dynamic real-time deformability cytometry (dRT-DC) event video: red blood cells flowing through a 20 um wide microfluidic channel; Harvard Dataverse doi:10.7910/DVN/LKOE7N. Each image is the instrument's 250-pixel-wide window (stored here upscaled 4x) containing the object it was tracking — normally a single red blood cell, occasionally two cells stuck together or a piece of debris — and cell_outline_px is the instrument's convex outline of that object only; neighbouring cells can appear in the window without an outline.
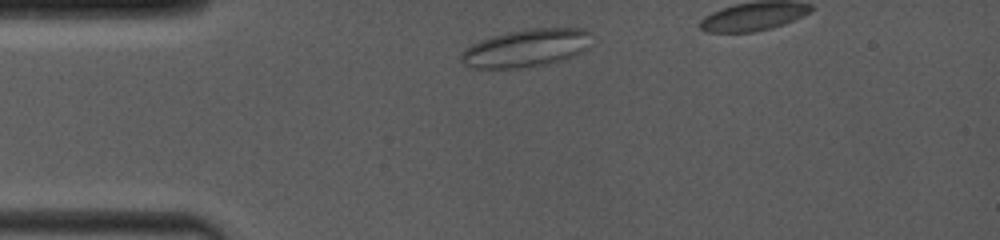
{"species": "common noctule bat (a hibernating species)", "species_latin": "Nyctalus noctula", "temperature_condition": "room temperature", "stored_images_in_passage": 3, "camera_frame_rate_fps": 4000, "um_per_image_px": 0.085, "animal": {"sex": "female", "body_mass_g": 19.0, "forearm_length_mm": 53.3}, "frame": {"image": 1, "passage_image": 1, "time_ms": 0.0, "image_size_px": [1000, 240], "cell_outline_px": [[588, 48], [564, 60], [548, 64], [524, 68], [464, 68], [460, 60], [460, 52], [464, 48], [480, 40], [492, 36], [508, 32], [536, 28], [580, 28], [588, 32]], "centroid_in_image_um": [44.63, 4.11], "position_along_channel_um": 40.4, "area_um2": 28.84}}